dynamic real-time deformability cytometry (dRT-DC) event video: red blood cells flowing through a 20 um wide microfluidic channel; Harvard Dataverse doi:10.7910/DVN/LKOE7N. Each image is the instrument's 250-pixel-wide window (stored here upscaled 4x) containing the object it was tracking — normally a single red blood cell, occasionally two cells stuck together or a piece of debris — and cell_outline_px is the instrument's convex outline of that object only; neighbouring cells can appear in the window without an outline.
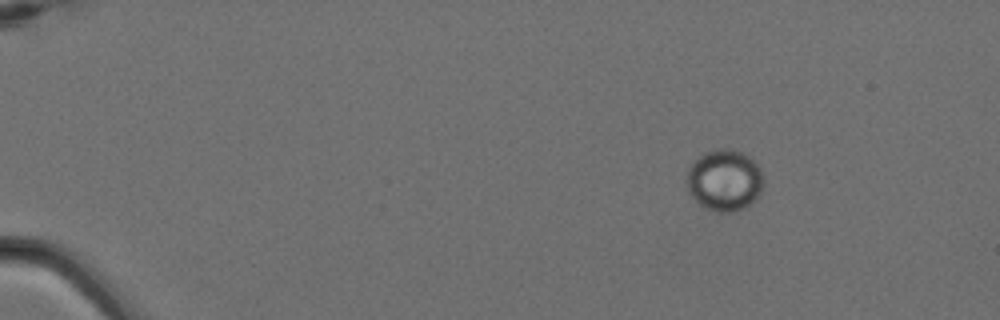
{"species": "Egyptian fruit bat (a non-hibernating species)", "species_latin": "Rousettus aegyptiacus", "temperature_condition": "cold", "stored_images_in_passage": 4, "camera_frame_rate_fps": 3000, "um_per_image_px": 0.085, "animal": {"sex": "female"}, "frame": {"image": 1, "passage_image": 1, "time_ms": 0.0, "image_size_px": [1000, 320], "cell_outline_px": [[764, 184], [756, 200], [744, 208], [728, 212], [720, 212], [708, 208], [700, 204], [688, 192], [688, 168], [704, 152], [716, 148], [732, 148], [744, 152], [760, 168], [764, 176]], "centroid_in_image_um": [61.62, 15.29], "position_along_channel_um": 23.4, "area_um2": 27.51}}
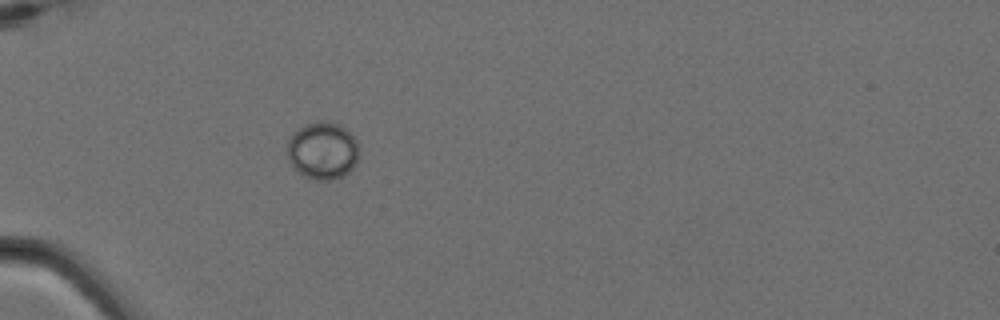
{"frame": {"image": 2, "passage_image": 4, "time_ms": 1.0, "image_size_px": [1000, 320], "cell_outline_px": [[360, 156], [356, 164], [348, 172], [340, 176], [328, 180], [316, 180], [304, 176], [288, 160], [288, 140], [304, 124], [324, 120], [340, 124], [356, 140], [360, 152]], "centroid_in_image_um": [27.46, 12.79], "position_along_channel_um": 57.5, "area_um2": 23.81}}